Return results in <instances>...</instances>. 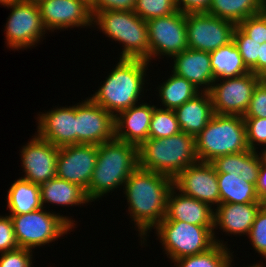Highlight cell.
Here are the masks:
<instances>
[{
  "label": "cell",
  "instance_id": "1",
  "mask_svg": "<svg viewBox=\"0 0 266 267\" xmlns=\"http://www.w3.org/2000/svg\"><path fill=\"white\" fill-rule=\"evenodd\" d=\"M172 187L173 178L139 166L124 183L128 215L139 233L141 246L146 245L152 228L154 230L165 218L167 197Z\"/></svg>",
  "mask_w": 266,
  "mask_h": 267
},
{
  "label": "cell",
  "instance_id": "2",
  "mask_svg": "<svg viewBox=\"0 0 266 267\" xmlns=\"http://www.w3.org/2000/svg\"><path fill=\"white\" fill-rule=\"evenodd\" d=\"M149 65L143 59L119 58L103 84L89 98L115 117L119 112L144 101L141 98L145 97L144 91L146 93L145 88L148 87L145 85L149 84L148 78H145L148 77Z\"/></svg>",
  "mask_w": 266,
  "mask_h": 267
},
{
  "label": "cell",
  "instance_id": "3",
  "mask_svg": "<svg viewBox=\"0 0 266 267\" xmlns=\"http://www.w3.org/2000/svg\"><path fill=\"white\" fill-rule=\"evenodd\" d=\"M138 166L137 146L116 138L98 145V158L86 192L87 198L95 202L114 190L123 189Z\"/></svg>",
  "mask_w": 266,
  "mask_h": 267
},
{
  "label": "cell",
  "instance_id": "4",
  "mask_svg": "<svg viewBox=\"0 0 266 267\" xmlns=\"http://www.w3.org/2000/svg\"><path fill=\"white\" fill-rule=\"evenodd\" d=\"M139 167L175 178L188 166L198 161L195 137L180 132L177 135L148 138L139 148Z\"/></svg>",
  "mask_w": 266,
  "mask_h": 267
},
{
  "label": "cell",
  "instance_id": "5",
  "mask_svg": "<svg viewBox=\"0 0 266 267\" xmlns=\"http://www.w3.org/2000/svg\"><path fill=\"white\" fill-rule=\"evenodd\" d=\"M122 45L119 58L143 59L150 63L147 21L134 11H102L93 15V26Z\"/></svg>",
  "mask_w": 266,
  "mask_h": 267
},
{
  "label": "cell",
  "instance_id": "6",
  "mask_svg": "<svg viewBox=\"0 0 266 267\" xmlns=\"http://www.w3.org/2000/svg\"><path fill=\"white\" fill-rule=\"evenodd\" d=\"M249 150L243 116L214 114L195 136L198 161L212 162L217 157Z\"/></svg>",
  "mask_w": 266,
  "mask_h": 267
},
{
  "label": "cell",
  "instance_id": "7",
  "mask_svg": "<svg viewBox=\"0 0 266 267\" xmlns=\"http://www.w3.org/2000/svg\"><path fill=\"white\" fill-rule=\"evenodd\" d=\"M9 216L19 247L32 251L46 244L50 246L49 243L70 234L77 224L71 216H63L49 209L47 211L44 207L27 214Z\"/></svg>",
  "mask_w": 266,
  "mask_h": 267
},
{
  "label": "cell",
  "instance_id": "8",
  "mask_svg": "<svg viewBox=\"0 0 266 267\" xmlns=\"http://www.w3.org/2000/svg\"><path fill=\"white\" fill-rule=\"evenodd\" d=\"M214 226H200L183 221H161L154 229L164 255L175 260L208 251L216 243Z\"/></svg>",
  "mask_w": 266,
  "mask_h": 267
},
{
  "label": "cell",
  "instance_id": "9",
  "mask_svg": "<svg viewBox=\"0 0 266 267\" xmlns=\"http://www.w3.org/2000/svg\"><path fill=\"white\" fill-rule=\"evenodd\" d=\"M3 7L12 9L4 26L7 48L13 51L31 49L40 44L42 38L45 39L48 31L43 25L37 3L16 0Z\"/></svg>",
  "mask_w": 266,
  "mask_h": 267
},
{
  "label": "cell",
  "instance_id": "10",
  "mask_svg": "<svg viewBox=\"0 0 266 267\" xmlns=\"http://www.w3.org/2000/svg\"><path fill=\"white\" fill-rule=\"evenodd\" d=\"M147 25L150 63L156 58H172L188 49L185 13L178 10L167 16L150 19Z\"/></svg>",
  "mask_w": 266,
  "mask_h": 267
},
{
  "label": "cell",
  "instance_id": "11",
  "mask_svg": "<svg viewBox=\"0 0 266 267\" xmlns=\"http://www.w3.org/2000/svg\"><path fill=\"white\" fill-rule=\"evenodd\" d=\"M233 42L246 67L266 78V9L236 25Z\"/></svg>",
  "mask_w": 266,
  "mask_h": 267
},
{
  "label": "cell",
  "instance_id": "12",
  "mask_svg": "<svg viewBox=\"0 0 266 267\" xmlns=\"http://www.w3.org/2000/svg\"><path fill=\"white\" fill-rule=\"evenodd\" d=\"M263 78L249 72L239 77L216 79L208 91L215 114L243 116L257 84Z\"/></svg>",
  "mask_w": 266,
  "mask_h": 267
},
{
  "label": "cell",
  "instance_id": "13",
  "mask_svg": "<svg viewBox=\"0 0 266 267\" xmlns=\"http://www.w3.org/2000/svg\"><path fill=\"white\" fill-rule=\"evenodd\" d=\"M236 24L207 13L186 14L189 49L213 52L233 41Z\"/></svg>",
  "mask_w": 266,
  "mask_h": 267
},
{
  "label": "cell",
  "instance_id": "14",
  "mask_svg": "<svg viewBox=\"0 0 266 267\" xmlns=\"http://www.w3.org/2000/svg\"><path fill=\"white\" fill-rule=\"evenodd\" d=\"M115 138L114 116L88 96L76 104V144L100 145Z\"/></svg>",
  "mask_w": 266,
  "mask_h": 267
},
{
  "label": "cell",
  "instance_id": "15",
  "mask_svg": "<svg viewBox=\"0 0 266 267\" xmlns=\"http://www.w3.org/2000/svg\"><path fill=\"white\" fill-rule=\"evenodd\" d=\"M98 158V145L74 144L59 147L57 177L82 187L86 192Z\"/></svg>",
  "mask_w": 266,
  "mask_h": 267
},
{
  "label": "cell",
  "instance_id": "16",
  "mask_svg": "<svg viewBox=\"0 0 266 267\" xmlns=\"http://www.w3.org/2000/svg\"><path fill=\"white\" fill-rule=\"evenodd\" d=\"M38 6L48 32L93 26L90 4L84 0H42Z\"/></svg>",
  "mask_w": 266,
  "mask_h": 267
},
{
  "label": "cell",
  "instance_id": "17",
  "mask_svg": "<svg viewBox=\"0 0 266 267\" xmlns=\"http://www.w3.org/2000/svg\"><path fill=\"white\" fill-rule=\"evenodd\" d=\"M21 178L41 185L57 176V157L59 147L40 138L36 133L20 150Z\"/></svg>",
  "mask_w": 266,
  "mask_h": 267
},
{
  "label": "cell",
  "instance_id": "18",
  "mask_svg": "<svg viewBox=\"0 0 266 267\" xmlns=\"http://www.w3.org/2000/svg\"><path fill=\"white\" fill-rule=\"evenodd\" d=\"M173 186L214 209L220 204L217 172L210 162L197 161L188 166L173 179Z\"/></svg>",
  "mask_w": 266,
  "mask_h": 267
},
{
  "label": "cell",
  "instance_id": "19",
  "mask_svg": "<svg viewBox=\"0 0 266 267\" xmlns=\"http://www.w3.org/2000/svg\"><path fill=\"white\" fill-rule=\"evenodd\" d=\"M36 121L40 138L57 147L76 144V103L39 112Z\"/></svg>",
  "mask_w": 266,
  "mask_h": 267
},
{
  "label": "cell",
  "instance_id": "20",
  "mask_svg": "<svg viewBox=\"0 0 266 267\" xmlns=\"http://www.w3.org/2000/svg\"><path fill=\"white\" fill-rule=\"evenodd\" d=\"M265 204L259 203H221L214 209V227L213 237L216 244L228 246L227 242L218 239L216 230L219 228L222 232L230 236H247L252 227L256 215L260 208ZM227 244V245H226Z\"/></svg>",
  "mask_w": 266,
  "mask_h": 267
},
{
  "label": "cell",
  "instance_id": "21",
  "mask_svg": "<svg viewBox=\"0 0 266 267\" xmlns=\"http://www.w3.org/2000/svg\"><path fill=\"white\" fill-rule=\"evenodd\" d=\"M143 102L119 112L114 117L115 138L138 148L149 138L152 113L158 106Z\"/></svg>",
  "mask_w": 266,
  "mask_h": 267
},
{
  "label": "cell",
  "instance_id": "22",
  "mask_svg": "<svg viewBox=\"0 0 266 267\" xmlns=\"http://www.w3.org/2000/svg\"><path fill=\"white\" fill-rule=\"evenodd\" d=\"M162 221H183L200 226H214V208L182 194L173 186L167 197L165 218Z\"/></svg>",
  "mask_w": 266,
  "mask_h": 267
},
{
  "label": "cell",
  "instance_id": "23",
  "mask_svg": "<svg viewBox=\"0 0 266 267\" xmlns=\"http://www.w3.org/2000/svg\"><path fill=\"white\" fill-rule=\"evenodd\" d=\"M172 72L184 77L200 91H209L215 81L210 64V53L196 49H186L171 58Z\"/></svg>",
  "mask_w": 266,
  "mask_h": 267
},
{
  "label": "cell",
  "instance_id": "24",
  "mask_svg": "<svg viewBox=\"0 0 266 267\" xmlns=\"http://www.w3.org/2000/svg\"><path fill=\"white\" fill-rule=\"evenodd\" d=\"M180 131L198 135L213 117L214 110L209 92L200 91L189 101L174 110Z\"/></svg>",
  "mask_w": 266,
  "mask_h": 267
},
{
  "label": "cell",
  "instance_id": "25",
  "mask_svg": "<svg viewBox=\"0 0 266 267\" xmlns=\"http://www.w3.org/2000/svg\"><path fill=\"white\" fill-rule=\"evenodd\" d=\"M40 194L44 208L47 207V205L45 206L46 203L59 207L91 204L86 191L82 187L57 176L40 185Z\"/></svg>",
  "mask_w": 266,
  "mask_h": 267
},
{
  "label": "cell",
  "instance_id": "26",
  "mask_svg": "<svg viewBox=\"0 0 266 267\" xmlns=\"http://www.w3.org/2000/svg\"><path fill=\"white\" fill-rule=\"evenodd\" d=\"M7 214H27L43 207L41 203L40 185L23 178L15 179L7 191Z\"/></svg>",
  "mask_w": 266,
  "mask_h": 267
},
{
  "label": "cell",
  "instance_id": "27",
  "mask_svg": "<svg viewBox=\"0 0 266 267\" xmlns=\"http://www.w3.org/2000/svg\"><path fill=\"white\" fill-rule=\"evenodd\" d=\"M159 86V87H158ZM157 86L160 108L175 110L192 99L200 90L184 77L173 73Z\"/></svg>",
  "mask_w": 266,
  "mask_h": 267
},
{
  "label": "cell",
  "instance_id": "28",
  "mask_svg": "<svg viewBox=\"0 0 266 267\" xmlns=\"http://www.w3.org/2000/svg\"><path fill=\"white\" fill-rule=\"evenodd\" d=\"M210 64L215 80L239 77L251 72L233 41L210 52Z\"/></svg>",
  "mask_w": 266,
  "mask_h": 267
},
{
  "label": "cell",
  "instance_id": "29",
  "mask_svg": "<svg viewBox=\"0 0 266 267\" xmlns=\"http://www.w3.org/2000/svg\"><path fill=\"white\" fill-rule=\"evenodd\" d=\"M265 9L266 0H212L207 14L238 25L246 18L262 13Z\"/></svg>",
  "mask_w": 266,
  "mask_h": 267
},
{
  "label": "cell",
  "instance_id": "30",
  "mask_svg": "<svg viewBox=\"0 0 266 267\" xmlns=\"http://www.w3.org/2000/svg\"><path fill=\"white\" fill-rule=\"evenodd\" d=\"M221 203H259L256 186L240 179L236 174L217 173Z\"/></svg>",
  "mask_w": 266,
  "mask_h": 267
},
{
  "label": "cell",
  "instance_id": "31",
  "mask_svg": "<svg viewBox=\"0 0 266 267\" xmlns=\"http://www.w3.org/2000/svg\"><path fill=\"white\" fill-rule=\"evenodd\" d=\"M230 249L215 244L204 253L179 258L173 264L175 267H227L234 260V251Z\"/></svg>",
  "mask_w": 266,
  "mask_h": 267
},
{
  "label": "cell",
  "instance_id": "32",
  "mask_svg": "<svg viewBox=\"0 0 266 267\" xmlns=\"http://www.w3.org/2000/svg\"><path fill=\"white\" fill-rule=\"evenodd\" d=\"M180 127L174 110L155 107L149 126V138L160 139L179 134Z\"/></svg>",
  "mask_w": 266,
  "mask_h": 267
},
{
  "label": "cell",
  "instance_id": "33",
  "mask_svg": "<svg viewBox=\"0 0 266 267\" xmlns=\"http://www.w3.org/2000/svg\"><path fill=\"white\" fill-rule=\"evenodd\" d=\"M175 0H136L134 12L144 21L177 12Z\"/></svg>",
  "mask_w": 266,
  "mask_h": 267
},
{
  "label": "cell",
  "instance_id": "34",
  "mask_svg": "<svg viewBox=\"0 0 266 267\" xmlns=\"http://www.w3.org/2000/svg\"><path fill=\"white\" fill-rule=\"evenodd\" d=\"M243 118L246 127V139L249 149L257 152L259 148L260 150L264 149L266 147V118ZM261 146H263V148Z\"/></svg>",
  "mask_w": 266,
  "mask_h": 267
},
{
  "label": "cell",
  "instance_id": "35",
  "mask_svg": "<svg viewBox=\"0 0 266 267\" xmlns=\"http://www.w3.org/2000/svg\"><path fill=\"white\" fill-rule=\"evenodd\" d=\"M247 237L254 250L266 261V203L258 211Z\"/></svg>",
  "mask_w": 266,
  "mask_h": 267
},
{
  "label": "cell",
  "instance_id": "36",
  "mask_svg": "<svg viewBox=\"0 0 266 267\" xmlns=\"http://www.w3.org/2000/svg\"><path fill=\"white\" fill-rule=\"evenodd\" d=\"M217 173L236 174L243 176L244 151L217 157L212 162Z\"/></svg>",
  "mask_w": 266,
  "mask_h": 267
},
{
  "label": "cell",
  "instance_id": "37",
  "mask_svg": "<svg viewBox=\"0 0 266 267\" xmlns=\"http://www.w3.org/2000/svg\"><path fill=\"white\" fill-rule=\"evenodd\" d=\"M33 253L21 247L0 253V267H34Z\"/></svg>",
  "mask_w": 266,
  "mask_h": 267
},
{
  "label": "cell",
  "instance_id": "38",
  "mask_svg": "<svg viewBox=\"0 0 266 267\" xmlns=\"http://www.w3.org/2000/svg\"><path fill=\"white\" fill-rule=\"evenodd\" d=\"M243 117L266 118V79L263 78L255 87L248 109Z\"/></svg>",
  "mask_w": 266,
  "mask_h": 267
},
{
  "label": "cell",
  "instance_id": "39",
  "mask_svg": "<svg viewBox=\"0 0 266 267\" xmlns=\"http://www.w3.org/2000/svg\"><path fill=\"white\" fill-rule=\"evenodd\" d=\"M11 217L0 215V253L18 248Z\"/></svg>",
  "mask_w": 266,
  "mask_h": 267
},
{
  "label": "cell",
  "instance_id": "40",
  "mask_svg": "<svg viewBox=\"0 0 266 267\" xmlns=\"http://www.w3.org/2000/svg\"><path fill=\"white\" fill-rule=\"evenodd\" d=\"M261 164V153L258 151H244V170L240 179L256 186Z\"/></svg>",
  "mask_w": 266,
  "mask_h": 267
},
{
  "label": "cell",
  "instance_id": "41",
  "mask_svg": "<svg viewBox=\"0 0 266 267\" xmlns=\"http://www.w3.org/2000/svg\"><path fill=\"white\" fill-rule=\"evenodd\" d=\"M136 0H93L90 5L94 15L102 11H134Z\"/></svg>",
  "mask_w": 266,
  "mask_h": 267
},
{
  "label": "cell",
  "instance_id": "42",
  "mask_svg": "<svg viewBox=\"0 0 266 267\" xmlns=\"http://www.w3.org/2000/svg\"><path fill=\"white\" fill-rule=\"evenodd\" d=\"M212 0H175L177 9L182 13H207Z\"/></svg>",
  "mask_w": 266,
  "mask_h": 267
},
{
  "label": "cell",
  "instance_id": "43",
  "mask_svg": "<svg viewBox=\"0 0 266 267\" xmlns=\"http://www.w3.org/2000/svg\"><path fill=\"white\" fill-rule=\"evenodd\" d=\"M256 192L260 200L266 203V161L262 158V156L257 178Z\"/></svg>",
  "mask_w": 266,
  "mask_h": 267
},
{
  "label": "cell",
  "instance_id": "44",
  "mask_svg": "<svg viewBox=\"0 0 266 267\" xmlns=\"http://www.w3.org/2000/svg\"><path fill=\"white\" fill-rule=\"evenodd\" d=\"M233 263V264H232ZM235 264H234V260L227 266V267H233ZM245 267H265V265L263 264V262H259V263H254L252 264V266H245Z\"/></svg>",
  "mask_w": 266,
  "mask_h": 267
},
{
  "label": "cell",
  "instance_id": "45",
  "mask_svg": "<svg viewBox=\"0 0 266 267\" xmlns=\"http://www.w3.org/2000/svg\"><path fill=\"white\" fill-rule=\"evenodd\" d=\"M16 0H0V5L4 6L7 4H10L11 2H14Z\"/></svg>",
  "mask_w": 266,
  "mask_h": 267
},
{
  "label": "cell",
  "instance_id": "46",
  "mask_svg": "<svg viewBox=\"0 0 266 267\" xmlns=\"http://www.w3.org/2000/svg\"><path fill=\"white\" fill-rule=\"evenodd\" d=\"M262 158L266 161V147L260 151Z\"/></svg>",
  "mask_w": 266,
  "mask_h": 267
},
{
  "label": "cell",
  "instance_id": "47",
  "mask_svg": "<svg viewBox=\"0 0 266 267\" xmlns=\"http://www.w3.org/2000/svg\"><path fill=\"white\" fill-rule=\"evenodd\" d=\"M19 1H24V2H31V3H39L42 0H19Z\"/></svg>",
  "mask_w": 266,
  "mask_h": 267
},
{
  "label": "cell",
  "instance_id": "48",
  "mask_svg": "<svg viewBox=\"0 0 266 267\" xmlns=\"http://www.w3.org/2000/svg\"><path fill=\"white\" fill-rule=\"evenodd\" d=\"M84 1H86L88 4H92V2H93V0H84Z\"/></svg>",
  "mask_w": 266,
  "mask_h": 267
}]
</instances>
